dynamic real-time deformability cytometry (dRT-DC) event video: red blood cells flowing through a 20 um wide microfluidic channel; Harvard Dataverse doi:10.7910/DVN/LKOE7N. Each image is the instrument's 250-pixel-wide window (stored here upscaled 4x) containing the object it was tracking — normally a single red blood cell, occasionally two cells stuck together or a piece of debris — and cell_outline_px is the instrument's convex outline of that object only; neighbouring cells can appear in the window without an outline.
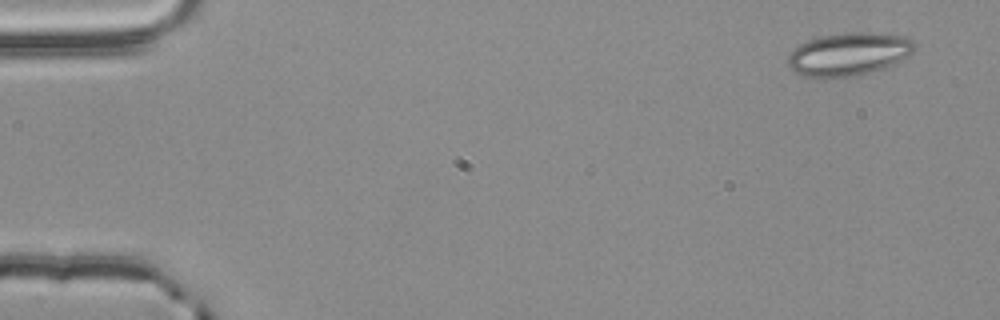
{"species": "common noctule bat (a hibernating species)", "species_latin": "Nyctalus noctula", "temperature_condition": "room temperature", "stored_images_in_passage": 5, "camera_frame_rate_fps": 3000, "um_per_image_px": 0.085, "animal": {"sex": "male", "body_mass_g": 20.4}, "frame": {"image": 1, "passage_image": 1, "time_ms": 0.0, "image_size_px": [1000, 320], "cell_outline_px": [[916, 48], [908, 56], [884, 68], [872, 72], [852, 76], [824, 80], [816, 80], [804, 76], [796, 72], [788, 64], [788, 56], [800, 44], [808, 40], [820, 36], [848, 32], [872, 32], [904, 36], [912, 40], [916, 44]], "centroid_in_image_um": [72.13, 4.62], "position_along_channel_um": 12.9, "area_um2": 32.14}}